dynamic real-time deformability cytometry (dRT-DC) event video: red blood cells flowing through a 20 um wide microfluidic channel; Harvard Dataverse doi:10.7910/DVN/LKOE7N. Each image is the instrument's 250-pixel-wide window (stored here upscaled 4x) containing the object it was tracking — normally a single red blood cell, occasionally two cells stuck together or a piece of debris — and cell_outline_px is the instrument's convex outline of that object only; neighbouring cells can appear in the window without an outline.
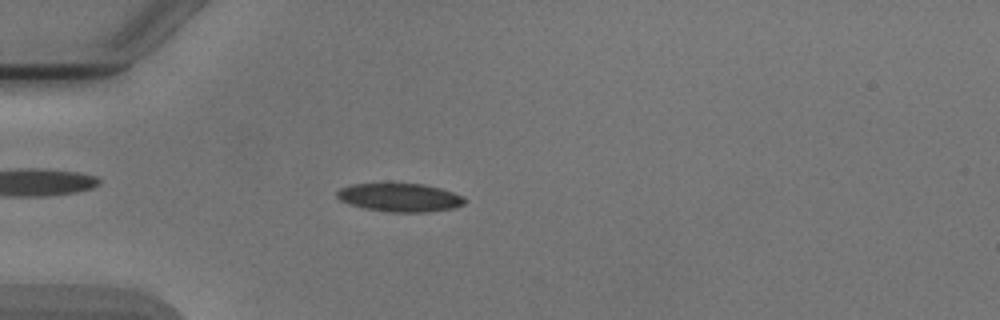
{"species": "Egyptian fruit bat (a non-hibernating species)", "species_latin": "Rousettus aegyptiacus", "temperature_condition": "cold", "stored_images_in_passage": 4, "camera_frame_rate_fps": 3000, "um_per_image_px": 0.085, "animal": {"sex": "male"}, "frame": {"image": 1, "passage_image": 3, "time_ms": 3.333, "image_size_px": [1000, 320], "cell_outline_px": [[464, 204], [452, 208], [428, 212], [388, 212], [364, 208], [348, 204], [340, 200], [336, 196], [336, 192], [340, 188], [352, 184], [424, 184], [440, 188], [464, 196]], "centroid_in_image_um": [33.96, 16.79], "position_along_channel_um": 51.0, "area_um2": 21.04}}